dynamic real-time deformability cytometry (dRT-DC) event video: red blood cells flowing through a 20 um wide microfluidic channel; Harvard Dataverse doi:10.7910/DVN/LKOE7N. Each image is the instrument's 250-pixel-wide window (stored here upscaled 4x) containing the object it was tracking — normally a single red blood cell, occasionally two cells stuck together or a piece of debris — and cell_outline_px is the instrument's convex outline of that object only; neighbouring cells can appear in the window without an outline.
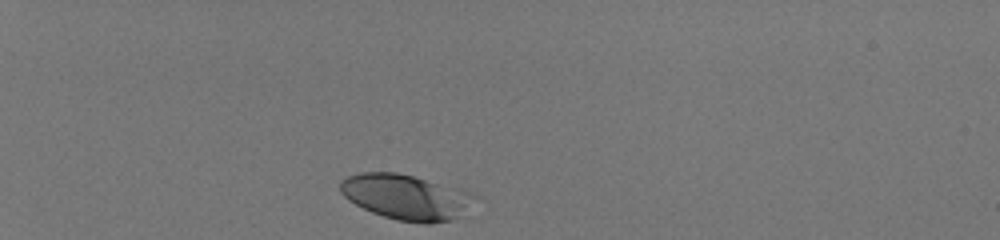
{"species": "human", "species_latin": "Homo sapiens", "temperature_condition": "room temperature", "stored_images_in_passage": 34, "camera_frame_rate_fps": 3000, "um_per_image_px": 0.085, "donor": {"sex": "male"}, "frame": {"image": 1, "passage_image": 1, "time_ms": 0.0, "image_size_px": [1000, 240], "cell_outline_px": [[484, 200], [452, 220], [428, 224], [424, 224], [396, 220], [372, 212], [348, 200], [340, 192], [340, 180], [348, 176], [360, 172], [396, 172], [412, 176], [456, 188], [480, 196]], "centroid_in_image_um": [34.59, 16.76], "position_along_channel_um": 50.4, "area_um2": 35.84}}
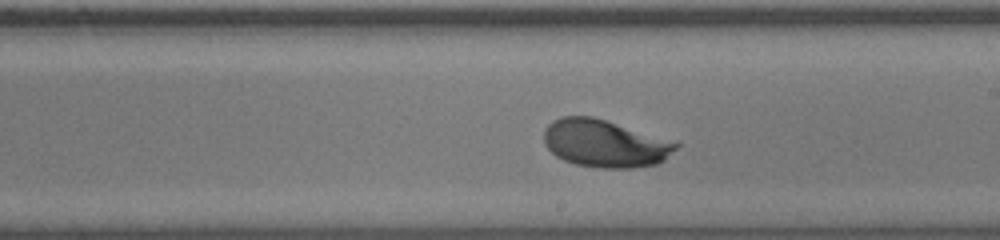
{"frame": {"image": 2, "passage_image": 20, "time_ms": 6.333, "image_size_px": [1000, 240], "cell_outline_px": [[680, 144], [664, 160], [656, 164], [632, 168], [600, 168], [576, 164], [564, 160], [556, 156], [544, 144], [544, 132], [548, 124], [552, 120], [560, 116], [592, 116], [680, 140]], "centroid_in_image_um": [51.48, 12.17], "position_along_channel_um": 237.5, "area_um2": 37.28}}
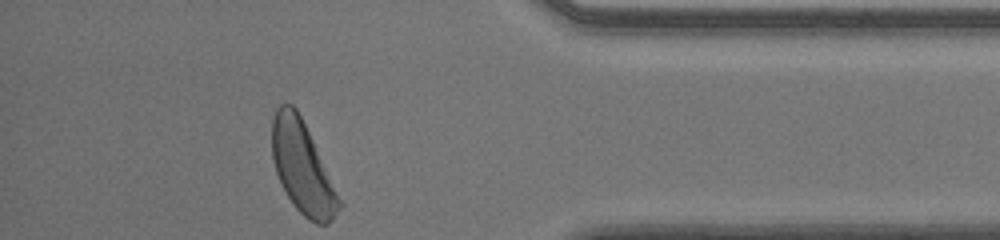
{"frame": {"image": 3, "passage_image": 34, "time_ms": 11.0, "image_size_px": [1000, 240], "cell_outline_px": [[344, 204], [332, 220], [328, 224], [316, 224], [308, 220], [292, 204], [276, 172], [272, 160], [272, 116], [276, 108], [280, 104], [292, 104], [296, 108]], "centroid_in_image_um": [25.71, 14.27], "position_along_channel_um": 409.5, "area_um2": 35.6}, "authors_computed_cell_mechanics": {"area_um2": 35.7204, "velocity_mm_per_s": 4.0179, "shape_relaxation_time_tau1_ms": 2.0875, "shape_relaxation_time_tau2_ms": null, "deformation_change_tau1": 0.117, "deformation_change_tau2": null}}